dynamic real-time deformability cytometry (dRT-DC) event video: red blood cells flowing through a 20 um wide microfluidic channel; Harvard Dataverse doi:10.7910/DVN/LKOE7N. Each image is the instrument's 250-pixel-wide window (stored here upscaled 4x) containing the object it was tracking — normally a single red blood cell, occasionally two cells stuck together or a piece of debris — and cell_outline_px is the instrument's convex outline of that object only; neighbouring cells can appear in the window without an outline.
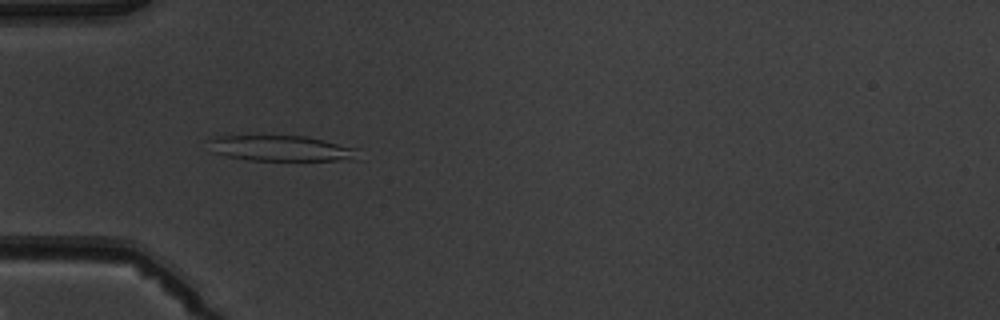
{"species": "common noctule bat (a hibernating species)", "species_latin": "Nyctalus noctula", "temperature_condition": "warm", "stored_images_in_passage": 6, "camera_frame_rate_fps": 3000, "um_per_image_px": 0.085, "animal": {"sex": "male", "body_mass_g": 19.5, "forearm_length_mm": 54.6}, "frame": {"image": 1, "passage_image": 4, "time_ms": 4.333, "image_size_px": [1000, 320], "cell_outline_px": [[360, 148], [348, 156], [336, 160], [248, 160], [224, 156], [216, 152], [208, 140], [216, 136], [308, 136]], "centroid_in_image_um": [23.81, 12.59], "position_along_channel_um": 61.2, "area_um2": 21.62}}
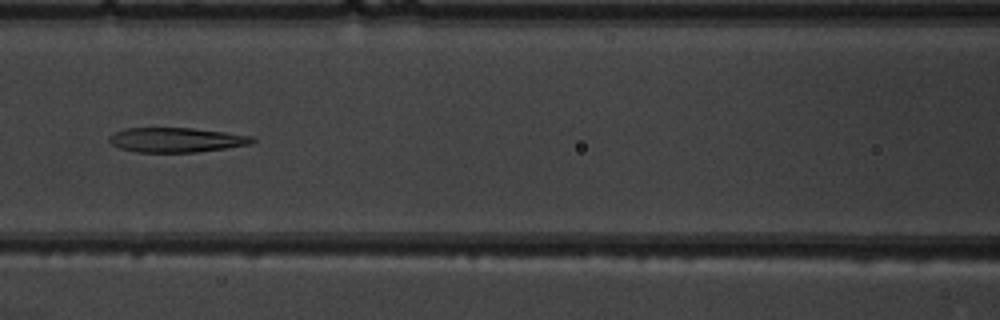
{"frame": {"image": 2, "passage_image": 6, "time_ms": 6.667, "image_size_px": [1000, 320], "cell_outline_px": [[256, 140], [248, 144], [224, 148], [196, 152], [136, 152], [120, 148], [112, 144], [108, 140], [108, 136], [124, 128], [192, 128], [224, 132], [252, 136]], "centroid_in_image_um": [14.94, 11.89], "position_along_channel_um": 151.7, "area_um2": 20.35}}